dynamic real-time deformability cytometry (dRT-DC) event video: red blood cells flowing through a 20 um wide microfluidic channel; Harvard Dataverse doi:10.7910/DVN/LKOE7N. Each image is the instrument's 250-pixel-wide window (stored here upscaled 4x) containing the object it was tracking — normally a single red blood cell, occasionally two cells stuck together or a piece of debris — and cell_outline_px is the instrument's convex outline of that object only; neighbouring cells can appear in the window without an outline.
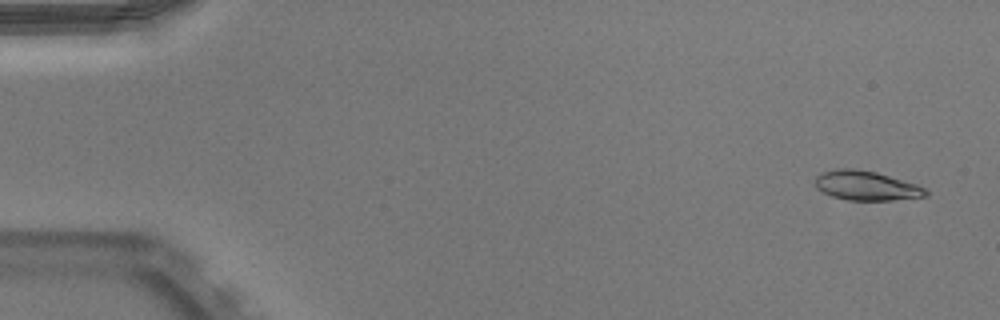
{"species": "Egyptian fruit bat (a non-hibernating species)", "species_latin": "Rousettus aegyptiacus", "temperature_condition": "warm", "stored_images_in_passage": 52, "camera_frame_rate_fps": 3000, "um_per_image_px": 0.085, "animal": {"sex": "male"}, "frame": {"image": 1, "passage_image": 3, "time_ms": 0.667, "image_size_px": [1000, 320], "cell_outline_px": [[928, 196], [892, 200], [848, 200], [832, 196], [816, 188], [816, 176], [820, 172], [836, 168], [856, 168], [876, 172], [916, 184], [924, 188], [928, 192]], "centroid_in_image_um": [73.61, 15.77], "position_along_channel_um": 11.4, "area_um2": 18.96}}
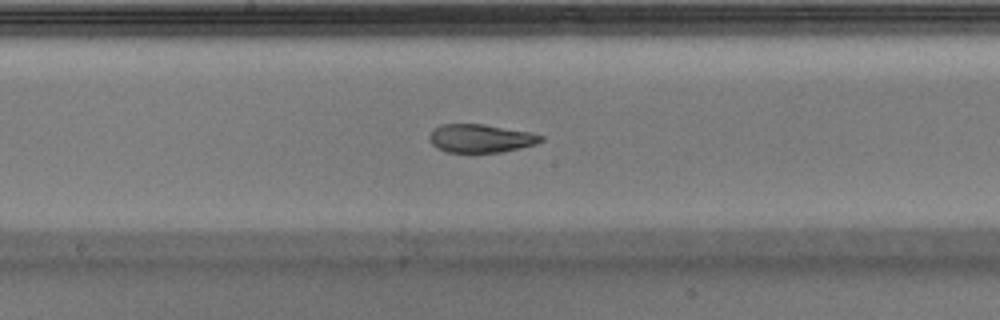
{"frame": {"image": 2, "passage_image": 28, "time_ms": 9.0, "image_size_px": [1000, 320], "cell_outline_px": [[544, 140], [536, 144], [520, 148], [500, 152], [448, 152], [436, 148], [428, 140], [428, 136], [432, 128], [440, 124], [484, 124], [528, 132], [544, 136]], "centroid_in_image_um": [40.8, 11.75], "position_along_channel_um": 207.4, "area_um2": 18.5}}
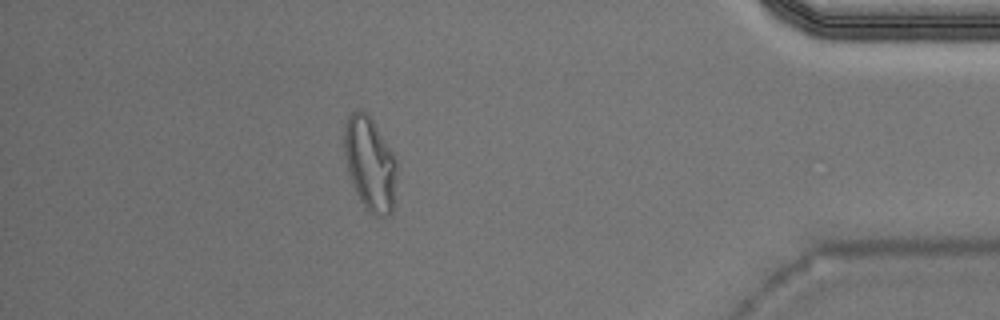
{"frame": {"image": 3, "passage_image": 46, "time_ms": 15.0, "image_size_px": [1000, 320], "cell_outline_px": [[396, 176], [392, 212], [388, 216], [376, 216], [368, 212], [360, 200], [352, 184], [348, 172], [344, 152], [344, 124], [348, 116], [356, 108], [360, 108], [372, 120], [396, 160]], "centroid_in_image_um": [31.42, 13.93], "position_along_channel_um": 403.8, "area_um2": 28.5}, "authors_computed_cell_mechanics": {"area_um2": 19.4208, "velocity_mm_per_s": 3.9592, "shape_relaxation_time_tau1_ms": null, "shape_relaxation_time_tau2_ms": 1.5605, "deformation_change_tau1": null, "deformation_change_tau2": 0.0825}}